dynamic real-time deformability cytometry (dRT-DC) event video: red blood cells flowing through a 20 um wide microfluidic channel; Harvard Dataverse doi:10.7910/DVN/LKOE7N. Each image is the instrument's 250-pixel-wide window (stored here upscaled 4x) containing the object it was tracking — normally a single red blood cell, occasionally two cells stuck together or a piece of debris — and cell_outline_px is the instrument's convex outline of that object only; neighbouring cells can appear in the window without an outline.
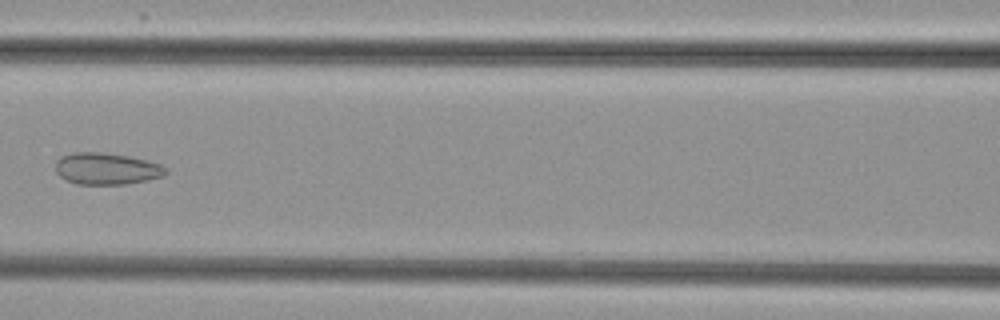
{"species": "common noctule bat (a hibernating species)", "species_latin": "Nyctalus noctula", "temperature_condition": "cold", "stored_images_in_passage": 6, "camera_frame_rate_fps": 3000, "um_per_image_px": 0.085, "animal": {"sex": "female", "body_mass_g": 29.2, "forearm_length_mm": 56.3}, "frame": {"image": 1, "passage_image": 5, "time_ms": 5.0, "image_size_px": [1000, 320], "cell_outline_px": [[168, 172], [164, 176], [148, 180], [128, 184], [76, 184], [64, 180], [56, 172], [56, 160], [72, 152], [100, 152], [128, 156], [160, 164], [168, 168]], "centroid_in_image_um": [9.07, 14.35], "position_along_channel_um": 157.5, "area_um2": 20.46}}
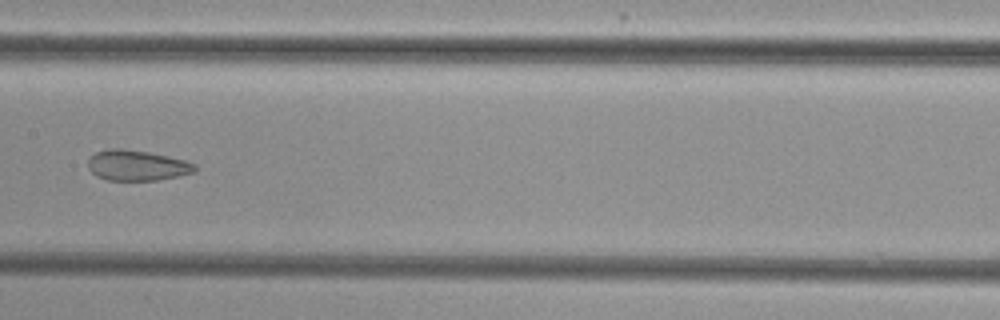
{"frame": {"image": 2, "passage_image": 6, "time_ms": 6.0, "image_size_px": [1000, 320], "cell_outline_px": [[196, 172], [156, 180], [108, 180], [96, 176], [88, 168], [88, 160], [96, 152], [108, 148], [120, 148], [148, 152], [184, 160], [196, 164]], "centroid_in_image_um": [11.62, 14.06], "position_along_channel_um": 195.8, "area_um2": 18.84}}